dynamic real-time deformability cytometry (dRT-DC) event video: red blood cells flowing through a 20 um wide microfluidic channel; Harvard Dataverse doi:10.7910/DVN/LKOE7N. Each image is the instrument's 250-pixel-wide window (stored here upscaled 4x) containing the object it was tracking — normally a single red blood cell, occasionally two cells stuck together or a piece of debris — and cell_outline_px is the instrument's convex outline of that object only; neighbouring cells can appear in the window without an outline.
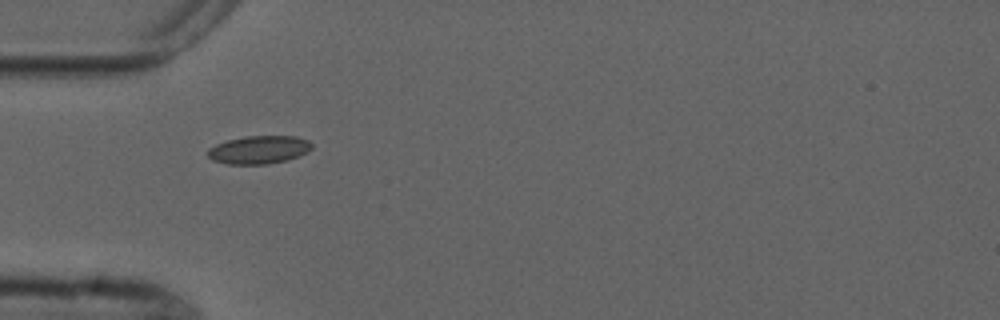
{"species": "common noctule bat (a hibernating species)", "species_latin": "Nyctalus noctula", "temperature_condition": "cold", "stored_images_in_passage": 3, "camera_frame_rate_fps": 3000, "um_per_image_px": 0.085, "animal": {"sex": "male", "forearm_length_mm": 52.5}, "frame": {"image": 1, "passage_image": 2, "time_ms": 1.333, "image_size_px": [1000, 320], "cell_outline_px": [[312, 148], [308, 152], [300, 156], [288, 160], [268, 164], [228, 164], [212, 160], [208, 156], [208, 148], [216, 144], [228, 140], [244, 136], [296, 136], [308, 140], [312, 144]], "centroid_in_image_um": [22.03, 12.73], "position_along_channel_um": 63.0, "area_um2": 17.17}}
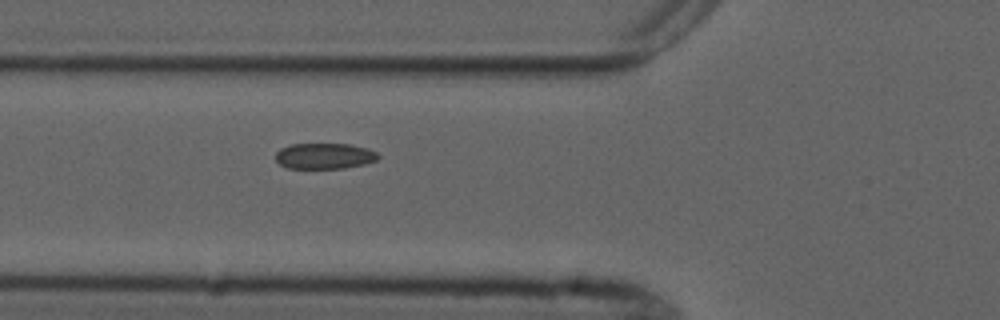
{"frame": {"image": 2, "passage_image": 3, "time_ms": 2.333, "image_size_px": [1000, 320], "cell_outline_px": [[380, 156], [376, 160], [364, 164], [344, 168], [288, 168], [280, 164], [276, 160], [276, 152], [280, 148], [292, 144], [348, 144], [368, 148], [376, 152]], "centroid_in_image_um": [27.58, 13.25], "position_along_channel_um": 98.2, "area_um2": 15.37}}